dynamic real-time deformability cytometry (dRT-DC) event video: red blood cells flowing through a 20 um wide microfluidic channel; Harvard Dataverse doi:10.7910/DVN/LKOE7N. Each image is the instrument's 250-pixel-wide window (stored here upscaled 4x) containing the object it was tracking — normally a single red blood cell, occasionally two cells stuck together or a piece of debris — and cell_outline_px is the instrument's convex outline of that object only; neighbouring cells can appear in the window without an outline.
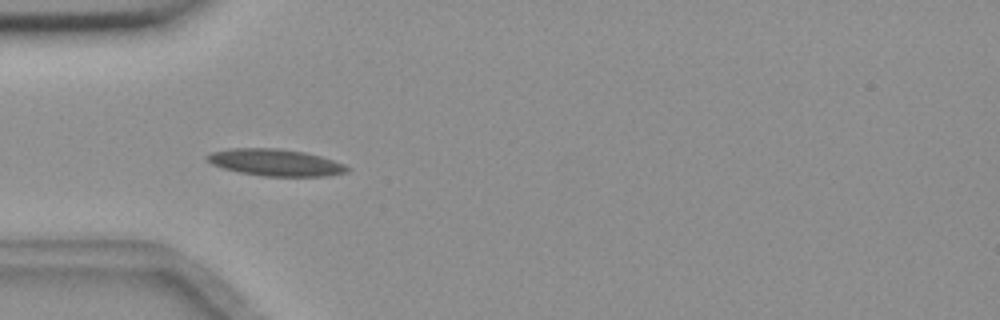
{"species": "common noctule bat (a hibernating species)", "species_latin": "Nyctalus noctula", "temperature_condition": "room temperature", "stored_images_in_passage": 41, "camera_frame_rate_fps": 3000, "um_per_image_px": 0.085, "animal": {"sex": "female", "body_mass_g": 18.4}, "frame": {"image": 1, "passage_image": 2, "time_ms": 0.333, "image_size_px": [1000, 320], "cell_outline_px": [[352, 168], [348, 172], [328, 176], [264, 176], [240, 172], [224, 168], [212, 164], [204, 160], [204, 156], [212, 152], [228, 148], [280, 148], [304, 152], [320, 156], [344, 164]], "centroid_in_image_um": [23.4, 13.81], "position_along_channel_um": 61.6, "area_um2": 22.02}}
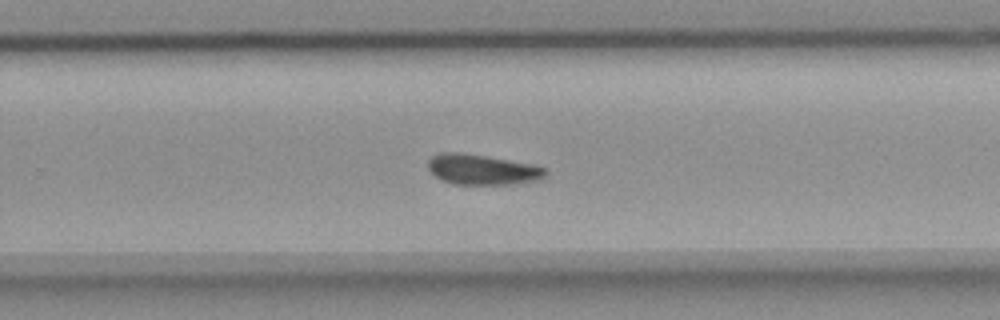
{"frame": {"image": 2, "passage_image": 21, "time_ms": 6.667, "image_size_px": [1000, 320], "cell_outline_px": [[548, 172], [544, 176], [536, 180], [508, 184], [452, 184], [440, 180], [428, 168], [428, 160], [432, 156], [440, 152], [460, 152], [532, 164], [548, 168]], "centroid_in_image_um": [40.96, 14.41], "position_along_channel_um": 288.8, "area_um2": 20.63}}
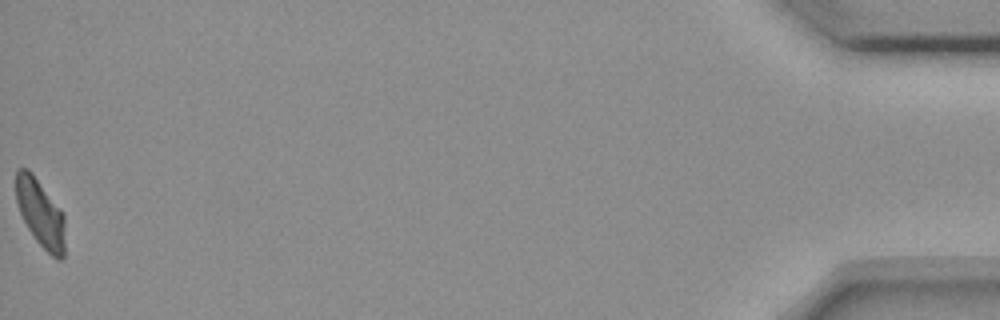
{"frame": {"image": 3, "passage_image": 41, "time_ms": 13.333, "image_size_px": [1000, 320], "cell_outline_px": [[64, 256], [60, 260], [56, 260], [36, 240], [28, 228], [20, 212], [16, 200], [16, 168], [28, 168], [32, 172], [60, 208], [64, 216]], "centroid_in_image_um": [3.44, 18.1], "position_along_channel_um": 431.8, "area_um2": 19.25}, "authors_computed_cell_mechanics": {"area_um2": 20.6346, "velocity_mm_per_s": 3.6327, "shape_relaxation_time_tau1_ms": 7.5365, "shape_relaxation_time_tau2_ms": 5.1663, "deformation_change_tau1": 0.1609, "deformation_change_tau2": 0.1111}}